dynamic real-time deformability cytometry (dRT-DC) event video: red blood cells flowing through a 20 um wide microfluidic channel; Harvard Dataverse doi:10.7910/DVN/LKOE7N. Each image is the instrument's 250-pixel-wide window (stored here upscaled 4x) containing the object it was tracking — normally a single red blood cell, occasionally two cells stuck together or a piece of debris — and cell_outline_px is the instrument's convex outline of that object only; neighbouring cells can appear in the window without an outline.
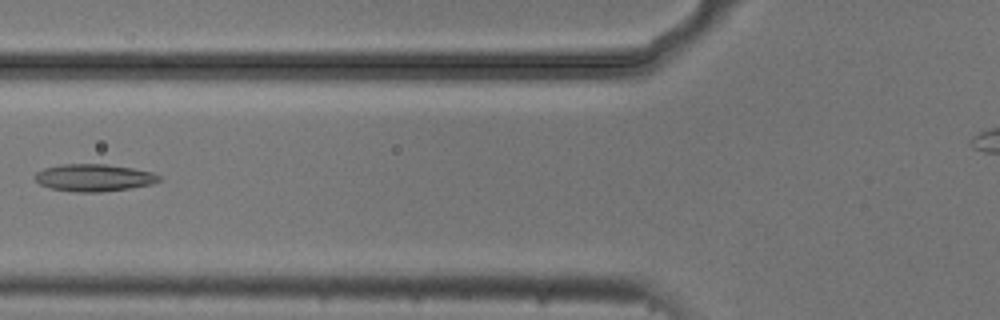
{"species": "common noctule bat (a hibernating species)", "species_latin": "Nyctalus noctula", "temperature_condition": "cold", "stored_images_in_passage": 8, "camera_frame_rate_fps": 3000, "um_per_image_px": 0.085, "animal": {"sex": "male", "body_mass_g": 20.5, "forearm_length_mm": 52.5}, "frame": {"image": 1, "passage_image": 4, "time_ms": 1.0, "image_size_px": [1000, 320], "cell_outline_px": [[160, 180], [152, 184], [128, 188], [100, 192], [76, 192], [52, 188], [40, 184], [32, 176], [36, 172], [44, 168], [60, 164], [108, 164], [132, 168], [152, 172], [160, 176]], "centroid_in_image_um": [7.95, 15.09], "position_along_channel_um": 117.8, "area_um2": 19.65}}
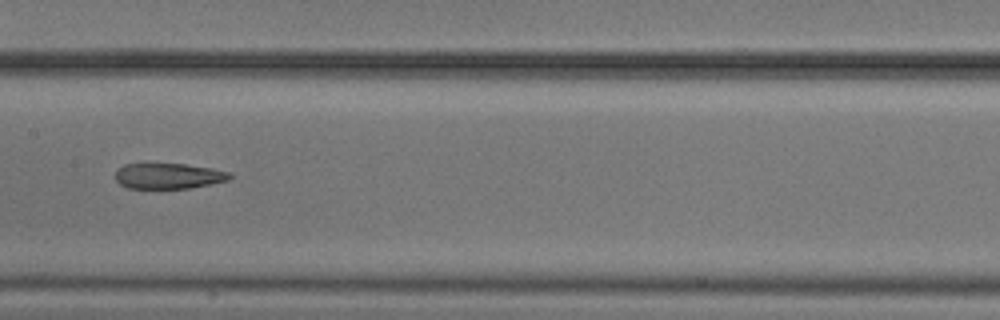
{"frame": {"image": 2, "passage_image": 6, "time_ms": 1.667, "image_size_px": [1000, 320], "cell_outline_px": [[232, 176], [228, 180], [212, 184], [192, 188], [128, 188], [120, 184], [116, 180], [116, 172], [124, 164], [144, 160], [148, 160], [184, 164], [212, 168], [228, 172]], "centroid_in_image_um": [14.26, 14.9], "position_along_channel_um": 193.1, "area_um2": 17.86}}
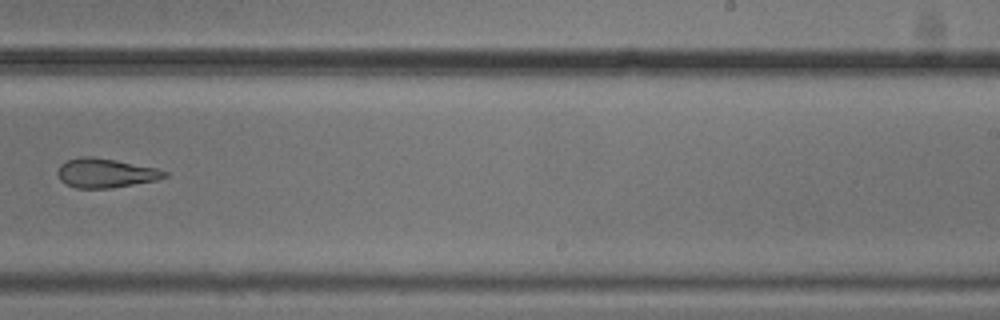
{"frame": {"image": 3, "passage_image": 8, "time_ms": 2.333, "image_size_px": [1000, 320], "cell_outline_px": [[168, 176], [156, 180], [112, 188], [76, 188], [60, 180], [56, 172], [60, 164], [68, 160], [80, 156], [92, 156], [116, 160], [156, 168], [168, 172]], "centroid_in_image_um": [8.96, 14.7], "position_along_channel_um": 280.0, "area_um2": 18.21}}